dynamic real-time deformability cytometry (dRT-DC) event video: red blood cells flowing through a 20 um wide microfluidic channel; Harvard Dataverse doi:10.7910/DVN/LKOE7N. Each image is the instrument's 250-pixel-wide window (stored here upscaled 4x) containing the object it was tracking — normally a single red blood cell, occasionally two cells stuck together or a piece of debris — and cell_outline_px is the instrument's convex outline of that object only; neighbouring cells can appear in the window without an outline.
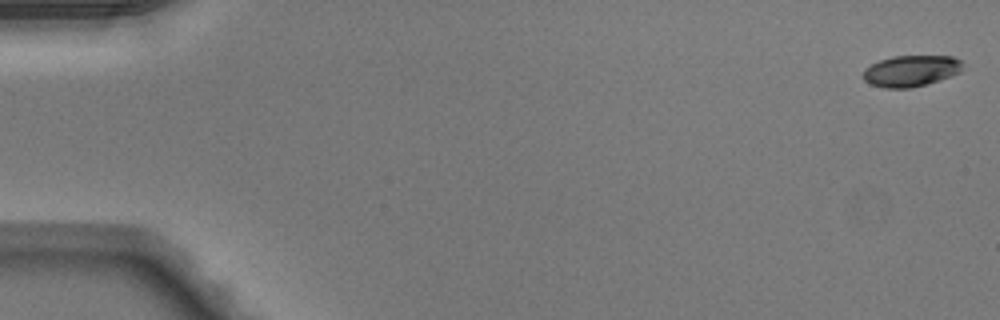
{"species": "Egyptian fruit bat (a non-hibernating species)", "species_latin": "Rousettus aegyptiacus", "temperature_condition": "warm", "stored_images_in_passage": 45, "camera_frame_rate_fps": 3000, "um_per_image_px": 0.085, "animal": {"sex": "male"}, "frame": {"image": 1, "passage_image": 1, "time_ms": 0.0, "image_size_px": [1000, 320], "cell_outline_px": [[960, 72], [924, 84], [908, 88], [884, 88], [872, 84], [864, 80], [864, 68], [880, 60], [892, 56], [952, 56], [960, 60]], "centroid_in_image_um": [77.38, 6.01], "position_along_channel_um": 7.6, "area_um2": 17.63}}
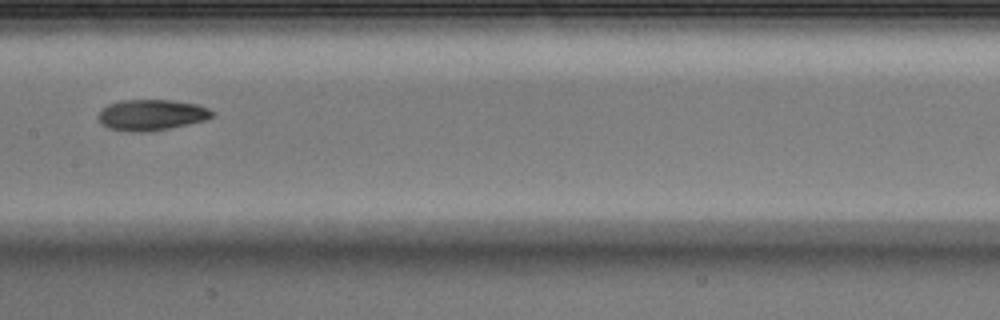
{"frame": {"image": 2, "passage_image": 26, "time_ms": 8.333, "image_size_px": [1000, 320], "cell_outline_px": [[216, 116], [204, 120], [188, 124], [148, 132], [132, 132], [108, 128], [100, 120], [100, 112], [108, 104], [120, 100], [172, 100], [196, 104], [208, 108], [216, 112]], "centroid_in_image_um": [12.93, 9.76], "position_along_channel_um": 194.5, "area_um2": 20.4}}
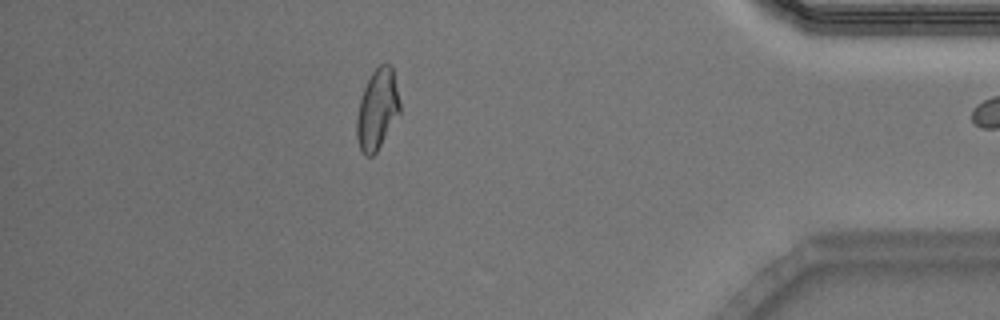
{"frame": {"image": 3, "passage_image": 44, "time_ms": 14.333, "image_size_px": [1000, 320], "cell_outline_px": [[400, 112], [376, 152], [372, 156], [364, 156], [360, 148], [356, 136], [356, 120], [360, 100], [364, 88], [372, 72], [380, 64], [392, 64], [400, 104]], "centroid_in_image_um": [32.06, 9.29], "position_along_channel_um": 403.1, "area_um2": 20.0}}